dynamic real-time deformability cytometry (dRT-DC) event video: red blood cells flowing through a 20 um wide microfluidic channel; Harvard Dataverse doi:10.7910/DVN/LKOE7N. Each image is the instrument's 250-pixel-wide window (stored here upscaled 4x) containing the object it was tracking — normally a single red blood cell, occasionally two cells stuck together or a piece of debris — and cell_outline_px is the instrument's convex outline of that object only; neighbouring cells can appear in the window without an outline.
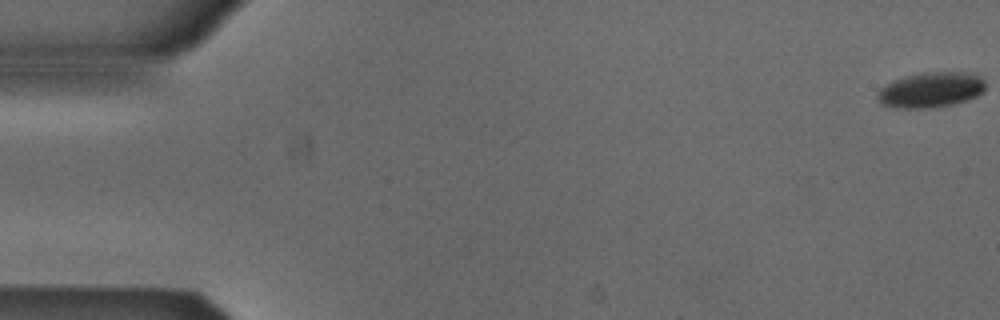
{"species": "Egyptian fruit bat (a non-hibernating species)", "species_latin": "Rousettus aegyptiacus", "temperature_condition": "cold", "stored_images_in_passage": 55, "camera_frame_rate_fps": 3000, "um_per_image_px": 0.085, "animal": {"sex": "male"}, "frame": {"image": 1, "passage_image": 1, "time_ms": 0.0, "image_size_px": [1000, 320], "cell_outline_px": [[984, 92], [968, 100], [956, 104], [928, 108], [896, 108], [880, 104], [876, 100], [876, 96], [880, 88], [892, 80], [904, 76], [924, 72], [968, 72], [980, 76], [984, 80]], "centroid_in_image_um": [79.1, 7.64], "position_along_channel_um": 5.9, "area_um2": 22.6}}
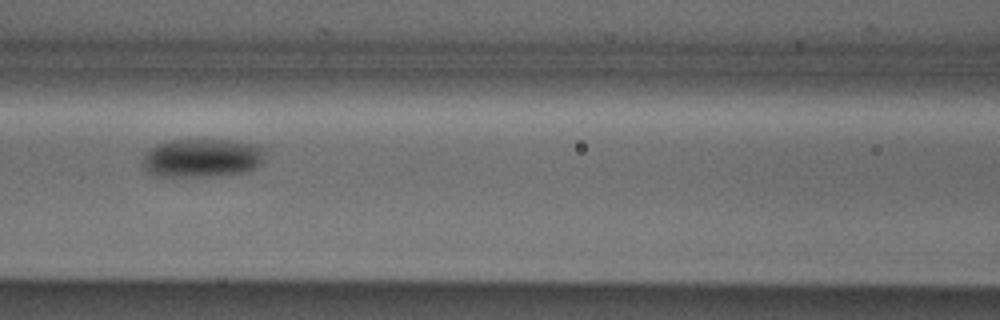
{"frame": {"image": 2, "passage_image": 24, "time_ms": 7.667, "image_size_px": [1000, 320], "cell_outline_px": [[264, 160], [256, 168], [248, 172], [208, 176], [156, 176], [148, 172], [140, 164], [148, 148], [156, 144], [168, 140], [228, 140], [256, 144], [264, 148]], "centroid_in_image_um": [17.16, 13.42], "position_along_channel_um": 149.4, "area_um2": 27.86}}
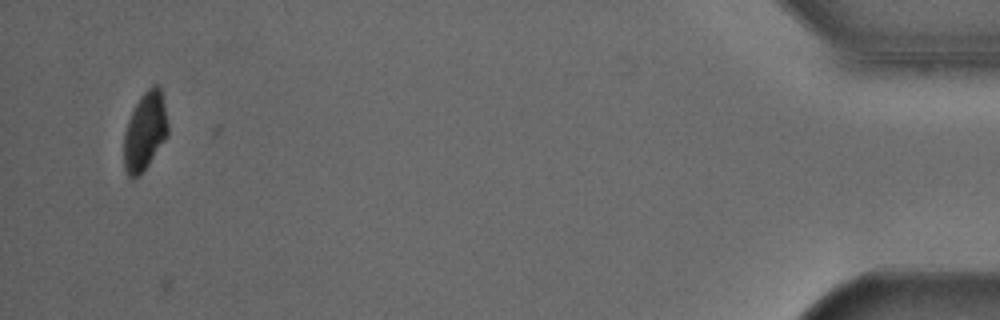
{"frame": {"image": 3, "passage_image": 52, "time_ms": 17.0, "image_size_px": [1000, 320], "cell_outline_px": [[168, 136], [148, 164], [136, 176], [128, 176], [124, 168], [124, 132], [128, 120], [140, 96], [152, 84], [160, 84], [168, 124]], "centroid_in_image_um": [12.33, 11.1], "position_along_channel_um": 422.9, "area_um2": 19.88}, "authors_computed_cell_mechanics": {"area_um2": 24.854, "velocity_mm_per_s": 3.8635, "shape_relaxation_time_tau1_ms": 2.9444, "shape_relaxation_time_tau2_ms": null, "deformation_change_tau1": 0.0986, "deformation_change_tau2": null}}